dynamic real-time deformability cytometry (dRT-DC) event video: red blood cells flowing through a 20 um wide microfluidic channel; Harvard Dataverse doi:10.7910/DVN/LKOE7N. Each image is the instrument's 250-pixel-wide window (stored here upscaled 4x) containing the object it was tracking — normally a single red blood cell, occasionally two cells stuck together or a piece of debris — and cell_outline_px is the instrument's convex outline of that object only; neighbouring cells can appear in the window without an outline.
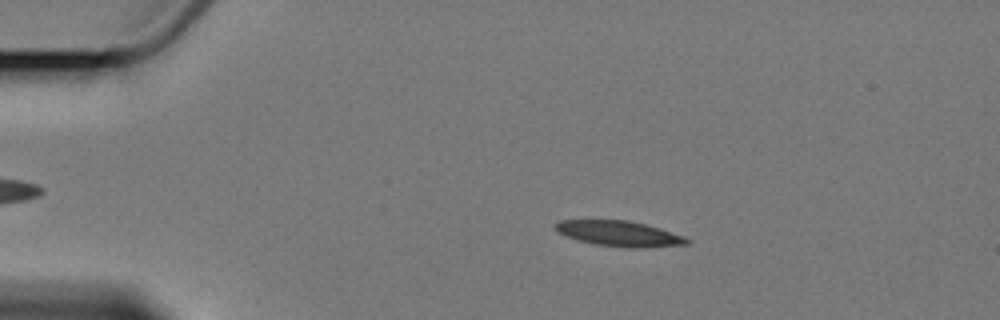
{"species": "Egyptian fruit bat (a non-hibernating species)", "species_latin": "Rousettus aegyptiacus", "temperature_condition": "cold", "stored_images_in_passage": 3, "camera_frame_rate_fps": 3000, "um_per_image_px": 0.085, "animal": {"sex": "female"}, "frame": {"image": 1, "passage_image": 2, "time_ms": 1.0, "image_size_px": [1000, 320], "cell_outline_px": [[692, 240], [688, 244], [644, 248], [624, 248], [592, 244], [556, 232], [552, 228], [560, 220], [628, 220], [660, 228], [684, 236]], "centroid_in_image_um": [52.65, 19.86], "position_along_channel_um": 32.4, "area_um2": 19.65}}